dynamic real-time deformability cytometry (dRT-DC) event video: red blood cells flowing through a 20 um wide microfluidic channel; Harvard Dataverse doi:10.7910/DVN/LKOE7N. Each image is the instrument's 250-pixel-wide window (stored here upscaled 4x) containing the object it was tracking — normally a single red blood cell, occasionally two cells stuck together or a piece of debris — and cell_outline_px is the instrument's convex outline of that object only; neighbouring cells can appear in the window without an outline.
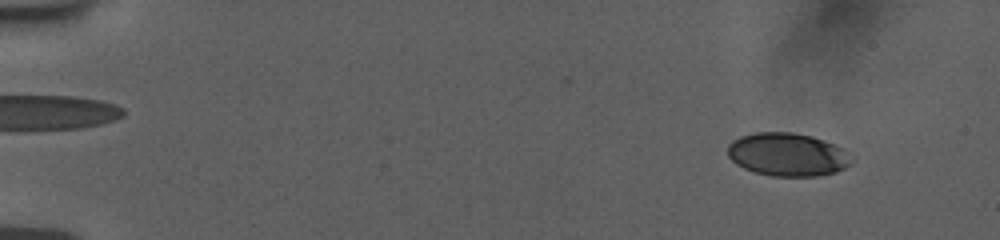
{"species": "human", "species_latin": "Homo sapiens", "temperature_condition": "room temperature", "stored_images_in_passage": 22, "camera_frame_rate_fps": 3000, "um_per_image_px": 0.085, "donor": {"sex": "female"}, "frame": {"image": 1, "passage_image": 1, "time_ms": 0.0, "image_size_px": [1000, 240], "cell_outline_px": [[852, 160], [844, 168], [836, 172], [816, 176], [772, 176], [756, 172], [744, 168], [736, 164], [728, 156], [728, 144], [732, 140], [740, 136], [756, 132], [792, 132], [812, 136], [824, 140], [844, 148], [848, 152]], "centroid_in_image_um": [66.93, 13.12], "position_along_channel_um": 18.1, "area_um2": 31.21}}
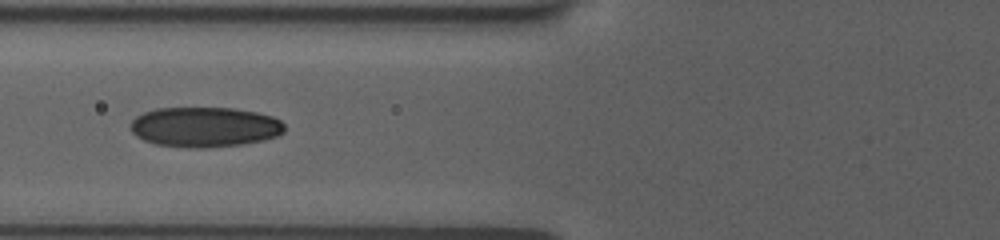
{"frame": {"image": 2, "passage_image": 13, "time_ms": 6.0, "image_size_px": [1000, 240], "cell_outline_px": [[284, 132], [276, 136], [264, 140], [244, 144], [204, 148], [188, 148], [156, 144], [144, 140], [136, 136], [132, 132], [132, 120], [136, 116], [144, 112], [156, 108], [232, 108], [256, 112], [272, 116], [280, 120], [284, 124]], "centroid_in_image_um": [17.41, 10.8], "position_along_channel_um": 108.4, "area_um2": 36.01}}
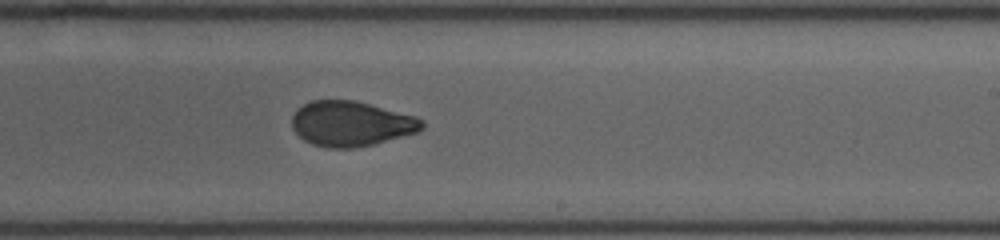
{"frame": {"image": 3, "passage_image": 22, "time_ms": 10.0, "image_size_px": [1000, 240], "cell_outline_px": [[424, 128], [420, 132], [372, 144], [352, 148], [328, 148], [312, 144], [304, 140], [292, 128], [292, 116], [296, 108], [312, 100], [356, 100], [416, 116], [424, 120]], "centroid_in_image_um": [29.86, 10.5], "position_along_channel_um": 259.1, "area_um2": 34.39}}